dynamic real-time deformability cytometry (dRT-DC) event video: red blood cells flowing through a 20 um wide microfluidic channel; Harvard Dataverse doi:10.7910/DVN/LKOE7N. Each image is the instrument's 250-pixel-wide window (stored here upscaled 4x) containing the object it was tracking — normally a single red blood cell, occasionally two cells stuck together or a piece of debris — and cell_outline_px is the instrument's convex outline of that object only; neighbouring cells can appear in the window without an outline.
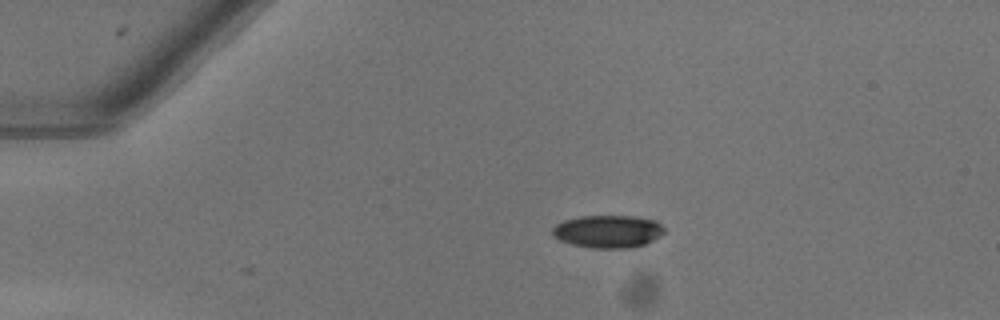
{"species": "common noctule bat (a hibernating species)", "species_latin": "Nyctalus noctula", "temperature_condition": "warm", "stored_images_in_passage": 2, "camera_frame_rate_fps": 3000, "um_per_image_px": 0.085, "animal": {"sex": "female"}, "frame": {"image": 1, "passage_image": 1, "time_ms": 0.0, "image_size_px": [1000, 320], "cell_outline_px": [[664, 232], [660, 236], [644, 244], [632, 248], [592, 248], [572, 244], [560, 240], [552, 236], [552, 228], [556, 224], [564, 220], [580, 216], [632, 216], [656, 220], [664, 228]], "centroid_in_image_um": [51.66, 19.67], "position_along_channel_um": 33.3, "area_um2": 21.33}}